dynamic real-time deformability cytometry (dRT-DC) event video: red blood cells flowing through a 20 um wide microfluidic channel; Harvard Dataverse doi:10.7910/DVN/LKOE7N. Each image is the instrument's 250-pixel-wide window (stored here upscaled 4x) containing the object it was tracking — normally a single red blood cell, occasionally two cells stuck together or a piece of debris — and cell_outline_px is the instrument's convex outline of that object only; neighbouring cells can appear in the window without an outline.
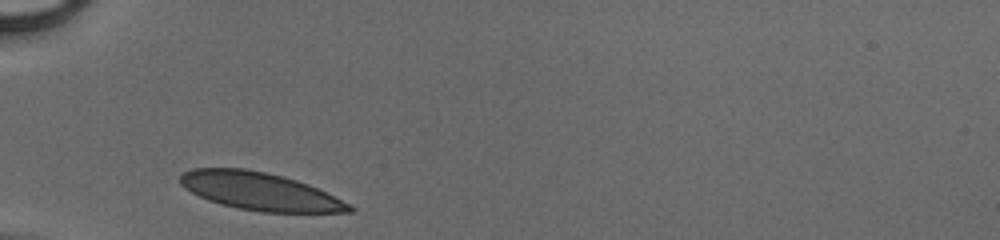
{"species": "human", "species_latin": "Homo sapiens", "temperature_condition": "cold", "stored_images_in_passage": 25, "camera_frame_rate_fps": 3000, "um_per_image_px": 0.085, "donor": {"sex": "male"}, "frame": {"image": 1, "passage_image": 1, "time_ms": 0.0, "image_size_px": [1000, 240], "cell_outline_px": [[356, 208], [352, 212], [260, 212], [220, 204], [208, 200], [184, 188], [180, 184], [180, 176], [184, 172], [192, 168], [244, 168], [264, 172], [296, 180], [308, 184], [352, 204]], "centroid_in_image_um": [22.1, 16.27], "position_along_channel_um": 62.9, "area_um2": 36.99}}
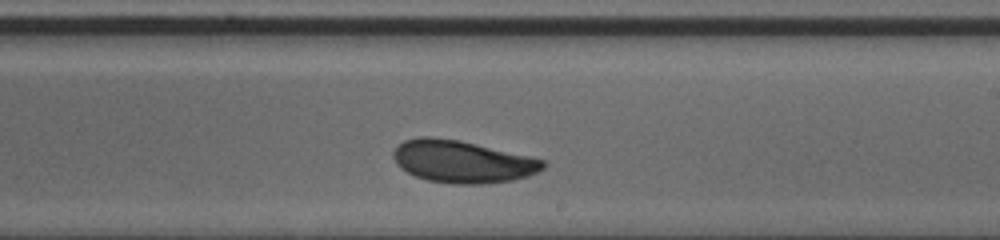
{"frame": {"image": 2, "passage_image": 15, "time_ms": 4.667, "image_size_px": [1000, 240], "cell_outline_px": [[548, 164], [544, 168], [528, 176], [512, 180], [480, 184], [452, 184], [428, 180], [416, 176], [400, 168], [396, 164], [392, 156], [392, 152], [404, 140], [420, 136], [428, 136], [460, 140], [528, 156], [544, 160]], "centroid_in_image_um": [39.28, 13.73], "position_along_channel_um": 249.7, "area_um2": 36.82}}
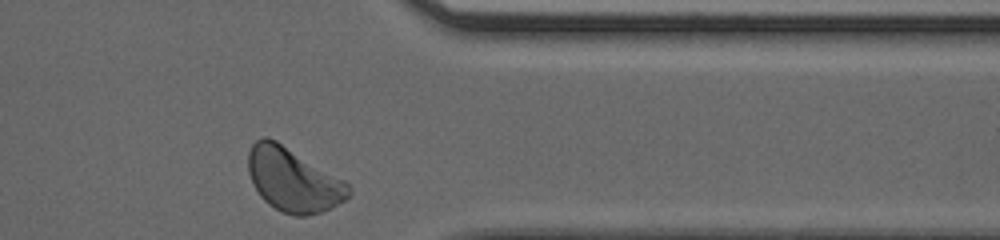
{"frame": {"image": 3, "passage_image": 25, "time_ms": 8.0, "image_size_px": [1000, 240], "cell_outline_px": [[352, 192], [344, 200], [332, 208], [320, 212], [304, 216], [292, 216], [280, 212], [268, 204], [260, 196], [252, 184], [248, 172], [248, 152], [252, 144], [256, 140], [264, 136], [268, 136], [276, 140], [344, 180], [348, 184]], "centroid_in_image_um": [24.89, 15.29], "position_along_channel_um": 386.5, "area_um2": 37.4}}